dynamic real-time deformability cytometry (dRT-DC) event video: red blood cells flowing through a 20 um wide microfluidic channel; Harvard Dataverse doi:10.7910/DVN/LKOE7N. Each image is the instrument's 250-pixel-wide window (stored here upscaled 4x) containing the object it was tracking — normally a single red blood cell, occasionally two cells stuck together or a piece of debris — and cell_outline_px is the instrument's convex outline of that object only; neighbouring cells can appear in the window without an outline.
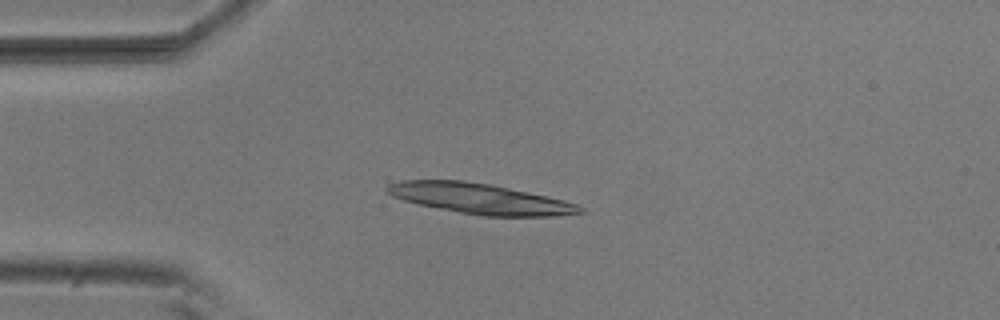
{"species": "common noctule bat (a hibernating species)", "species_latin": "Nyctalus noctula", "temperature_condition": "room temperature", "stored_images_in_passage": 3, "camera_frame_rate_fps": 3000, "um_per_image_px": 0.085, "animal": {"sex": "male", "body_mass_g": 20.5, "forearm_length_mm": 52.5}, "frame": {"image": 1, "passage_image": 3, "time_ms": 0.667, "image_size_px": [1000, 320], "cell_outline_px": [[584, 212], [552, 216], [484, 216], [460, 212], [420, 204], [404, 200], [392, 196], [384, 188], [388, 184], [400, 180], [464, 180], [488, 184], [548, 196], [564, 200], [576, 204], [584, 208]], "centroid_in_image_um": [40.79, 16.88], "position_along_channel_um": 44.2, "area_um2": 33.81}}